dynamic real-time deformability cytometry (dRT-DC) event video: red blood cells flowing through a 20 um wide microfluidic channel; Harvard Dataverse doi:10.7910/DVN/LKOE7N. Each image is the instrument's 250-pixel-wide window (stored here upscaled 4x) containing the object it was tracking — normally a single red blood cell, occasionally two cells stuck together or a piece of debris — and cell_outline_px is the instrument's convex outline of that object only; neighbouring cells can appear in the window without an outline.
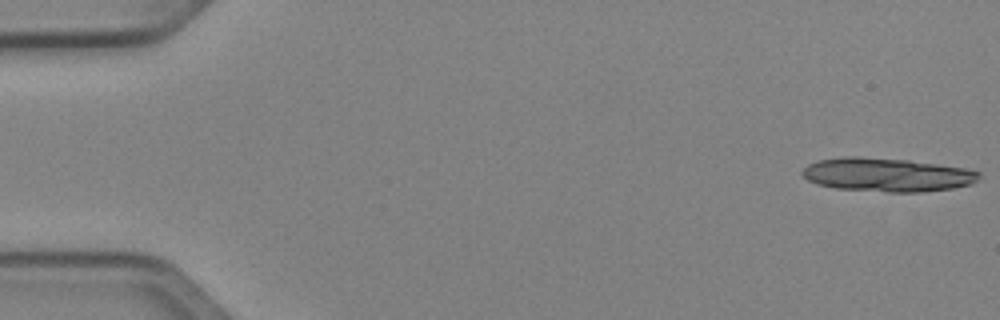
{"species": "Egyptian fruit bat (a non-hibernating species)", "species_latin": "Rousettus aegyptiacus", "temperature_condition": "cold", "stored_images_in_passage": 14, "camera_frame_rate_fps": 3000, "um_per_image_px": 0.085, "animal": {"sex": "female"}, "frame": {"image": 1, "passage_image": 1, "time_ms": 0.0, "image_size_px": [1000, 320], "cell_outline_px": [[980, 176], [972, 184], [952, 188], [920, 192], [888, 192], [836, 188], [816, 184], [808, 180], [800, 172], [808, 164], [816, 160], [844, 156], [860, 156], [908, 160], [964, 168], [980, 172]], "centroid_in_image_um": [75.35, 14.85], "position_along_channel_um": 9.7, "area_um2": 34.68}}